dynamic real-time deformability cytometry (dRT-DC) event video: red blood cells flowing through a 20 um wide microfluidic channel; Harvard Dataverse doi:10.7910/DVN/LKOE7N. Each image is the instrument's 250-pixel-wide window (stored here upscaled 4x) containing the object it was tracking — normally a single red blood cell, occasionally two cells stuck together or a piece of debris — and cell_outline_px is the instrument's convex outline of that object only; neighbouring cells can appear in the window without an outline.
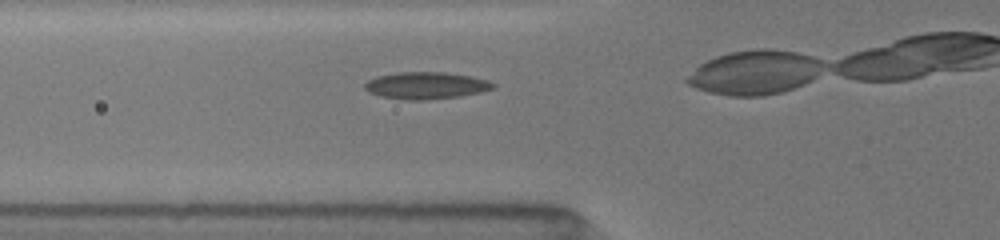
{"species": "common noctule bat (a hibernating species)", "species_latin": "Nyctalus noctula", "temperature_condition": "room temperature", "stored_images_in_passage": 27, "camera_frame_rate_fps": 3000, "um_per_image_px": 0.085, "animal": {"sex": "female", "body_mass_g": 19.5, "forearm_length_mm": 54.1}, "frame": {"image": 1, "passage_image": 5, "time_ms": 1.333, "image_size_px": [1000, 240], "cell_outline_px": [[496, 88], [480, 92], [460, 96], [424, 100], [408, 100], [380, 96], [368, 92], [364, 88], [364, 84], [368, 80], [376, 76], [396, 72], [444, 72], [468, 76], [488, 80], [496, 84]], "centroid_in_image_um": [36.19, 7.26], "position_along_channel_um": 89.6, "area_um2": 20.23}}
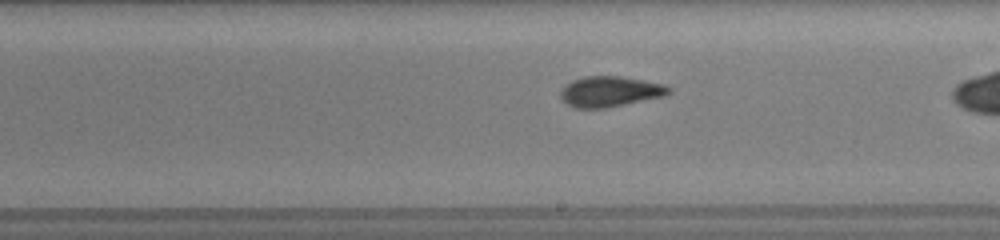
{"frame": {"image": 2, "passage_image": 16, "time_ms": 5.0, "image_size_px": [1000, 240], "cell_outline_px": [[672, 92], [664, 96], [608, 108], [576, 108], [568, 104], [560, 96], [560, 92], [564, 84], [572, 80], [584, 76], [620, 76], [644, 80], [664, 84], [672, 88]], "centroid_in_image_um": [51.87, 7.77], "position_along_channel_um": 237.1, "area_um2": 19.42}}